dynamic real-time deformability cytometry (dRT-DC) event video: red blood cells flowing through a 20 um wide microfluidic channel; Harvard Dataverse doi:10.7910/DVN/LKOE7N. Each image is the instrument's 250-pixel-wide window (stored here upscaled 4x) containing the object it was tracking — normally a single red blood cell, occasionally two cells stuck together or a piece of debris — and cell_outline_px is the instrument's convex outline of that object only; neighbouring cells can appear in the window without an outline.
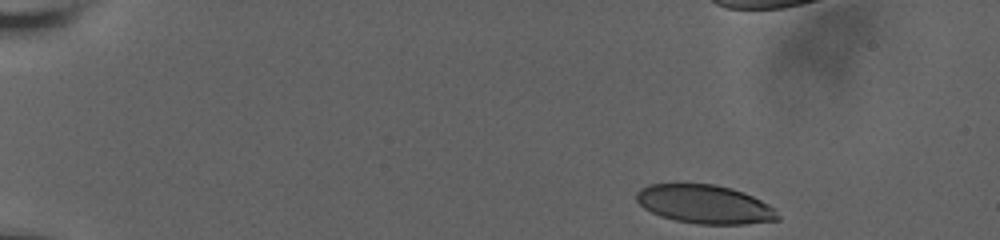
{"species": "human", "species_latin": "Homo sapiens", "temperature_condition": "room temperature", "stored_images_in_passage": 5, "camera_frame_rate_fps": 3000, "um_per_image_px": 0.085, "donor": {"sex": "male"}, "frame": {"image": 1, "passage_image": 1, "time_ms": 0.0, "image_size_px": [1000, 240], "cell_outline_px": [[780, 220], [744, 224], [700, 224], [676, 220], [660, 216], [644, 208], [636, 200], [636, 192], [640, 188], [648, 184], [716, 184], [732, 188], [744, 192], [776, 208], [780, 216]], "centroid_in_image_um": [59.92, 17.36], "position_along_channel_um": 25.1, "area_um2": 31.96}}